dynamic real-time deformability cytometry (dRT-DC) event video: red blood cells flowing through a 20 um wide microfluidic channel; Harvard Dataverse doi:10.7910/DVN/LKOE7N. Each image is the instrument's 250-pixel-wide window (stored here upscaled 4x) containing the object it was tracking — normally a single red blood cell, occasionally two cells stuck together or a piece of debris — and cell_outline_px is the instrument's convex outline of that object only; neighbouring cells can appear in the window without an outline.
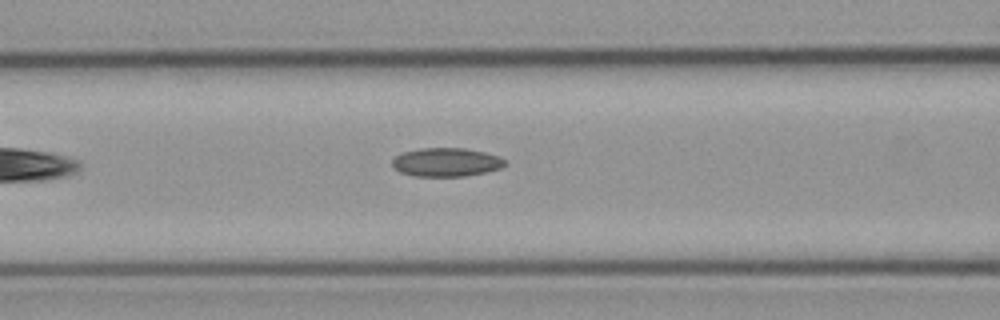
{"species": "common noctule bat (a hibernating species)", "species_latin": "Nyctalus noctula", "temperature_condition": "cold", "stored_images_in_passage": 5, "camera_frame_rate_fps": 3000, "um_per_image_px": 0.085, "animal": {"sex": "male", "body_mass_g": 23.1, "forearm_length_mm": 52.7}, "frame": {"image": 1, "passage_image": 5, "time_ms": 5.0, "image_size_px": [1000, 320], "cell_outline_px": [[508, 164], [500, 168], [484, 172], [464, 176], [416, 176], [400, 172], [392, 164], [392, 160], [400, 152], [420, 148], [464, 148], [484, 152], [496, 156], [504, 160]], "centroid_in_image_um": [37.9, 13.78], "position_along_channel_um": 128.7, "area_um2": 18.67}}